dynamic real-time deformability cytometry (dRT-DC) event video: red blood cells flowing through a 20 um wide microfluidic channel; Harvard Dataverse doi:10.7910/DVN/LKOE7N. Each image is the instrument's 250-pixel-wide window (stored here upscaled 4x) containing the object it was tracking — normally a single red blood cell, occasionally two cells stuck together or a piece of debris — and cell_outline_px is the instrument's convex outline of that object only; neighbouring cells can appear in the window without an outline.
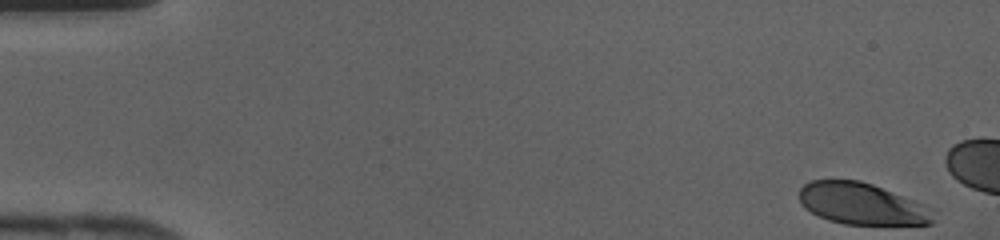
{"species": "human", "species_latin": "Homo sapiens", "temperature_condition": "cold", "stored_images_in_passage": 13, "camera_frame_rate_fps": 3000, "um_per_image_px": 0.085, "donor": {"sex": "female"}, "frame": {"image": 1, "passage_image": 1, "time_ms": 0.0, "image_size_px": [1000, 240], "cell_outline_px": [[936, 220], [932, 224], [844, 224], [828, 220], [804, 208], [800, 204], [800, 188], [804, 184], [812, 180], [860, 180], [872, 184], [932, 208]], "centroid_in_image_um": [73.25, 17.33], "position_along_channel_um": 11.7, "area_um2": 32.31}}